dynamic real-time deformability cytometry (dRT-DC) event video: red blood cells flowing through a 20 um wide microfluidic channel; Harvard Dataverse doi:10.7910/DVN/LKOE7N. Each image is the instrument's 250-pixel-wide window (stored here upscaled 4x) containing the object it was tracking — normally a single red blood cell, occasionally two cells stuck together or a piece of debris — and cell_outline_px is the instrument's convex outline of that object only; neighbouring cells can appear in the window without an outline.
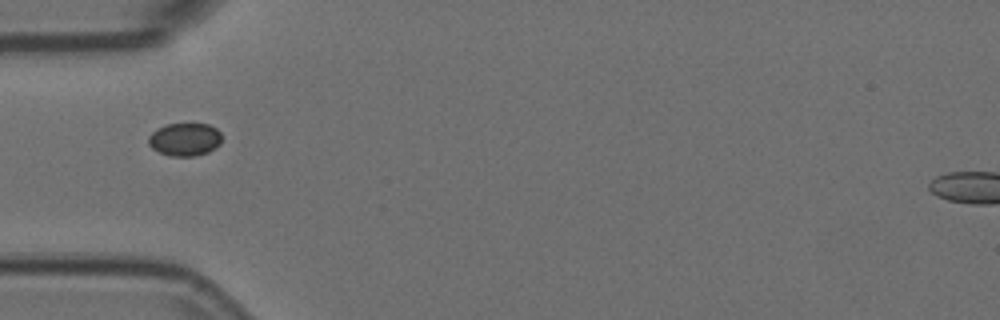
{"species": "Egyptian fruit bat (a non-hibernating species)", "species_latin": "Rousettus aegyptiacus", "temperature_condition": "room temperature", "stored_images_in_passage": 6, "camera_frame_rate_fps": 3000, "um_per_image_px": 0.085, "animal": {"sex": "female"}, "frame": {"image": 1, "passage_image": 6, "time_ms": 1.667, "image_size_px": [1000, 320], "cell_outline_px": [[220, 144], [216, 148], [208, 152], [196, 156], [168, 156], [152, 148], [148, 144], [148, 136], [156, 128], [168, 124], [208, 124], [216, 128], [220, 132]], "centroid_in_image_um": [15.69, 11.85], "position_along_channel_um": 69.3, "area_um2": 14.16}}